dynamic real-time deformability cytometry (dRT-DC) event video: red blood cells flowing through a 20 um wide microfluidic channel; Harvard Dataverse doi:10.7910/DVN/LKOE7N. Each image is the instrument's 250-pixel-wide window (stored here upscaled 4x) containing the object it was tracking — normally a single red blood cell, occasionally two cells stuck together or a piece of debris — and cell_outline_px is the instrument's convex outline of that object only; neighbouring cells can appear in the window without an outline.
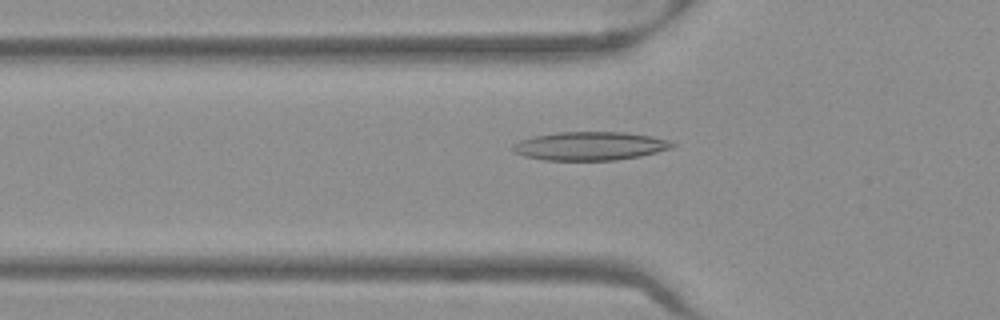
{"species": "Egyptian fruit bat (a non-hibernating species)", "species_latin": "Rousettus aegyptiacus", "temperature_condition": "warm", "stored_images_in_passage": 51, "camera_frame_rate_fps": 3000, "um_per_image_px": 0.085, "frame": {"image": 1, "passage_image": 17, "time_ms": 5.333, "image_size_px": [1000, 320], "cell_outline_px": [[676, 144], [672, 148], [640, 156], [616, 160], [544, 160], [524, 156], [512, 152], [512, 144], [520, 140], [532, 136], [560, 132], [624, 132], [652, 136], [672, 140]], "centroid_in_image_um": [50.15, 12.41], "position_along_channel_um": 75.7, "area_um2": 26.7}}
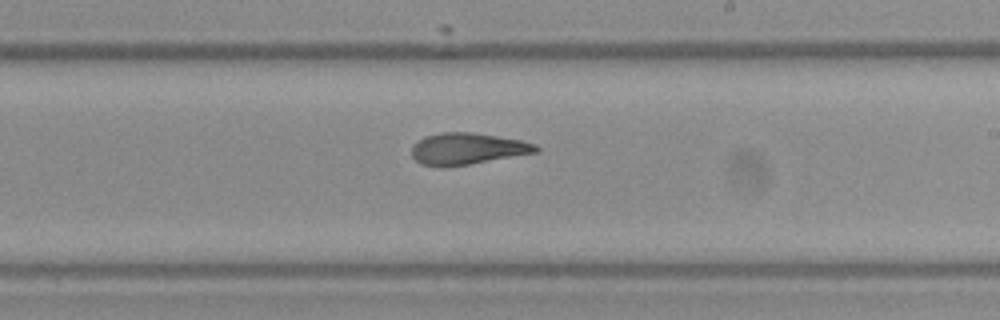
{"frame": {"image": 2, "passage_image": 30, "time_ms": 9.667, "image_size_px": [1000, 320], "cell_outline_px": [[540, 152], [444, 168], [440, 168], [420, 164], [412, 156], [412, 144], [424, 136], [440, 132], [472, 132], [520, 140], [536, 144], [540, 148]], "centroid_in_image_um": [39.69, 12.65], "position_along_channel_um": 249.3, "area_um2": 23.12}}
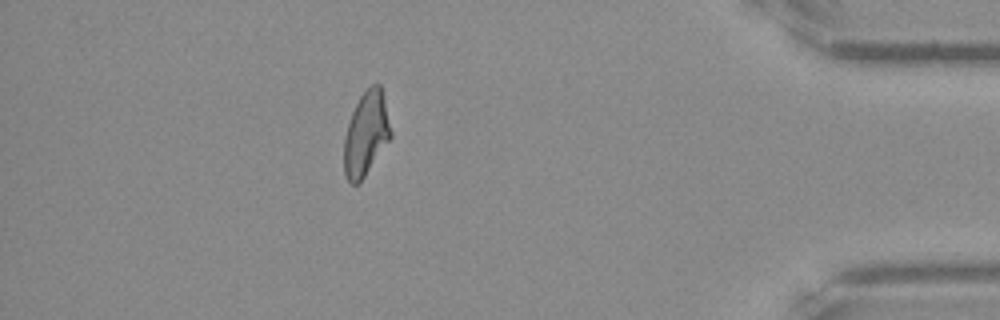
{"frame": {"image": 3, "passage_image": 45, "time_ms": 14.667, "image_size_px": [1000, 320], "cell_outline_px": [[392, 136], [360, 184], [352, 184], [348, 180], [344, 172], [344, 140], [348, 124], [352, 112], [360, 96], [372, 84], [380, 84], [392, 132]], "centroid_in_image_um": [31.11, 11.41], "position_along_channel_um": 404.1, "area_um2": 22.72}, "authors_computed_cell_mechanics": {"area_um2": 23.8136, "velocity_mm_per_s": 3.9801, "shape_relaxation_time_tau1_ms": 10.0925, "shape_relaxation_time_tau2_ms": 2.4305, "deformation_change_tau1": 0.2789, "deformation_change_tau2": 0.1154}}